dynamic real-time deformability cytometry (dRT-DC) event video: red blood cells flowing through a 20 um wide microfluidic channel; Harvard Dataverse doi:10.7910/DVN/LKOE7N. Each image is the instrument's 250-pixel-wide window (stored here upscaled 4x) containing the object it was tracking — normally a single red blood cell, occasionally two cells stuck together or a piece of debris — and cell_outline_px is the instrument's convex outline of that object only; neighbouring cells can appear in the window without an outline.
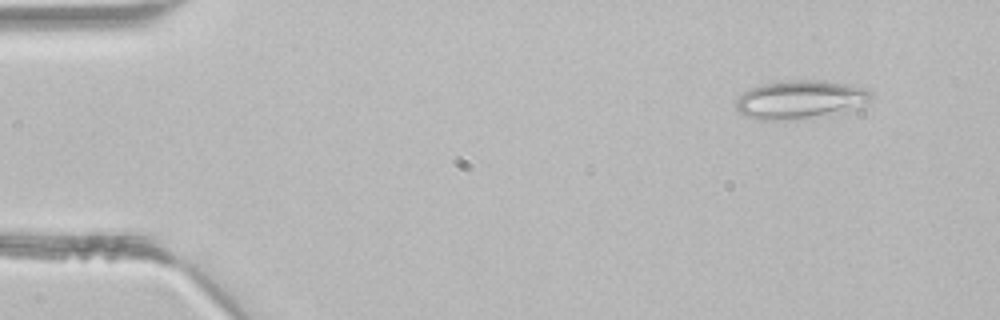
{"species": "common noctule bat (a hibernating species)", "species_latin": "Nyctalus noctula", "temperature_condition": "room temperature", "stored_images_in_passage": 3, "camera_frame_rate_fps": 3000, "um_per_image_px": 0.085, "animal": {"sex": "male", "body_mass_g": 21.5, "forearm_length_mm": 52.0}, "frame": {"image": 1, "passage_image": 1, "time_ms": 0.0, "image_size_px": [1000, 320], "cell_outline_px": [[872, 96], [868, 100], [856, 108], [796, 120], [760, 120], [744, 116], [736, 108], [736, 100], [748, 88], [764, 84], [788, 80], [824, 80], [852, 84], [868, 88], [872, 92]], "centroid_in_image_um": [68.01, 8.45], "position_along_channel_um": 17.0, "area_um2": 30.35}}